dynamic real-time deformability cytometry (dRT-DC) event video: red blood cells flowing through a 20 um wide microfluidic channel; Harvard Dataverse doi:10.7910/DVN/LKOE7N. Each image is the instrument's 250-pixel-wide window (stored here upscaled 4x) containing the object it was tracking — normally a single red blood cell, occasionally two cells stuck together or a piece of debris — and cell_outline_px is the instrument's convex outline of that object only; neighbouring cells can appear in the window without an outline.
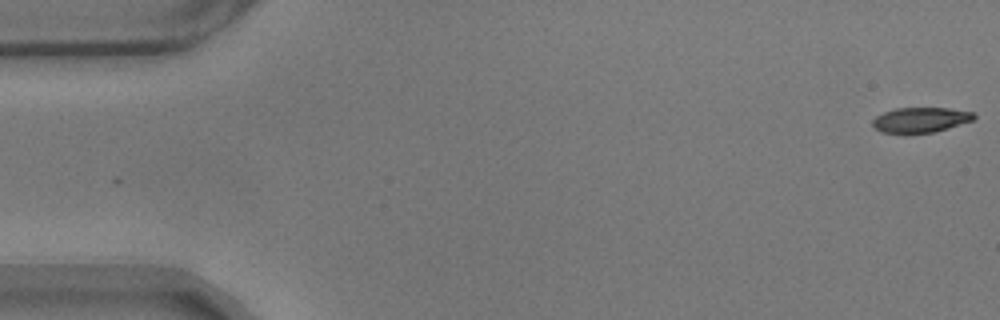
{"species": "common noctule bat (a hibernating species)", "species_latin": "Nyctalus noctula", "temperature_condition": "warm", "stored_images_in_passage": 57, "camera_frame_rate_fps": 3000, "um_per_image_px": 0.085, "animal": {"sex": "male", "body_mass_g": 17.9}, "frame": {"image": 1, "passage_image": 1, "time_ms": 0.0, "image_size_px": [1000, 320], "cell_outline_px": [[976, 116], [972, 120], [932, 132], [908, 136], [904, 136], [880, 132], [872, 124], [872, 120], [876, 116], [884, 112], [896, 108], [948, 108], [972, 112]], "centroid_in_image_um": [78.15, 10.23], "position_along_channel_um": 6.9, "area_um2": 15.14}}
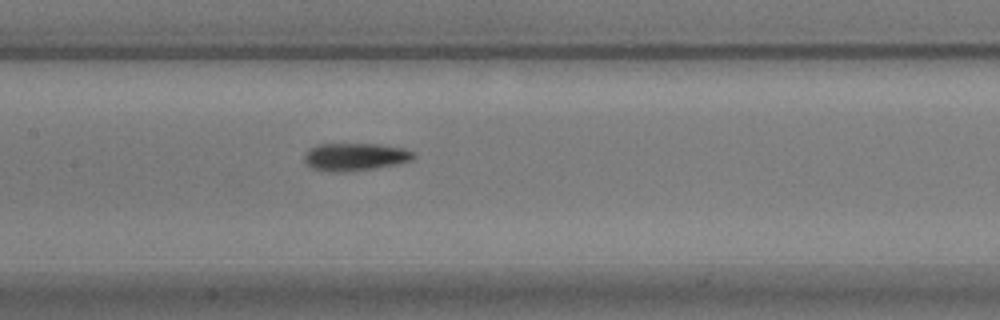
{"frame": {"image": 2, "passage_image": 27, "time_ms": 8.667, "image_size_px": [1000, 320], "cell_outline_px": [[416, 156], [412, 160], [396, 164], [376, 168], [344, 172], [332, 172], [312, 168], [304, 164], [304, 152], [308, 148], [316, 144], [380, 144], [404, 148], [416, 152]], "centroid_in_image_um": [30.16, 13.32], "position_along_channel_um": 177.2, "area_um2": 17.98}}
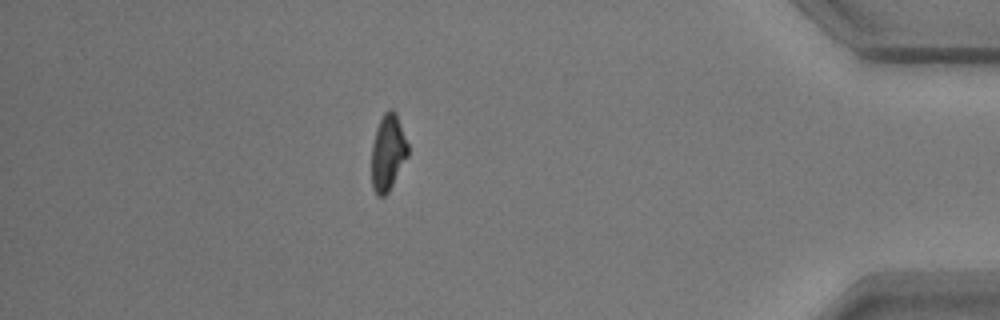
{"frame": {"image": 3, "passage_image": 50, "time_ms": 16.333, "image_size_px": [1000, 320], "cell_outline_px": [[408, 156], [388, 192], [384, 196], [376, 196], [372, 188], [372, 144], [376, 128], [384, 112], [388, 108], [392, 108], [396, 112], [408, 144]], "centroid_in_image_um": [32.97, 12.95], "position_along_channel_um": 402.2, "area_um2": 16.18}, "authors_computed_cell_mechanics": {"area_um2": 16.8198, "velocity_mm_per_s": 3.5232, "shape_relaxation_time_tau1_ms": 4.8302, "shape_relaxation_time_tau2_ms": 2.3682, "deformation_change_tau1": 0.1703, "deformation_change_tau2": 0.0792}}